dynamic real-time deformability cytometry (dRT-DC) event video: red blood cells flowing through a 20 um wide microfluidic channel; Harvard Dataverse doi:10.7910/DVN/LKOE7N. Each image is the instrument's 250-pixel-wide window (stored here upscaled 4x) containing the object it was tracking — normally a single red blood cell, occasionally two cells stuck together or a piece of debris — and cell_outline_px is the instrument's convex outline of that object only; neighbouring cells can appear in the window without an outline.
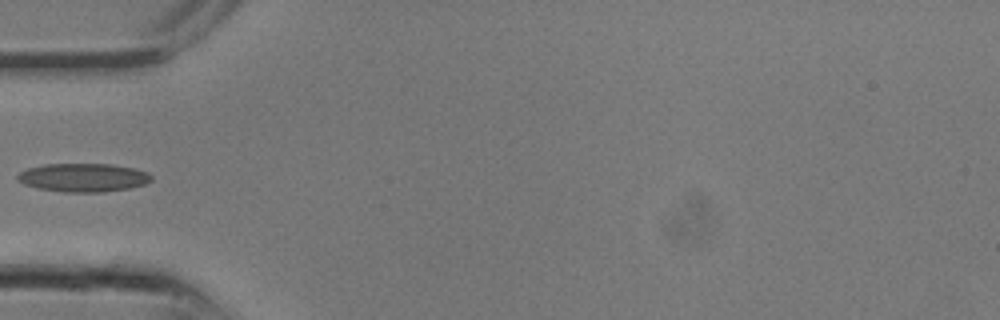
{"species": "common noctule bat (a hibernating species)", "species_latin": "Nyctalus noctula", "temperature_condition": "room temperature", "stored_images_in_passage": 19, "camera_frame_rate_fps": 3000, "um_per_image_px": 0.085, "animal": {"sex": "male", "body_mass_g": 13.3}, "frame": {"image": 1, "passage_image": 1, "time_ms": 0.0, "image_size_px": [1000, 320], "cell_outline_px": [[152, 180], [144, 184], [128, 188], [104, 192], [64, 192], [40, 188], [24, 184], [16, 176], [20, 172], [28, 168], [44, 164], [112, 164], [136, 168], [148, 172], [152, 176]], "centroid_in_image_um": [7.12, 15.08], "position_along_channel_um": 77.9, "area_um2": 22.14}}
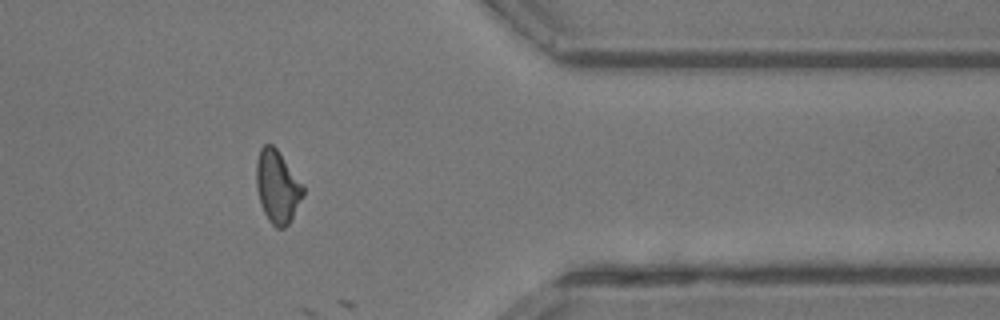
{"frame": {"image": 2, "passage_image": 14, "time_ms": 4.333, "image_size_px": [1000, 320], "cell_outline_px": [[304, 196], [292, 220], [284, 228], [276, 228], [268, 220], [264, 212], [256, 188], [256, 160], [260, 148], [264, 144], [272, 144], [276, 148], [304, 184]], "centroid_in_image_um": [23.59, 15.87], "position_along_channel_um": 387.8, "area_um2": 20.11}}
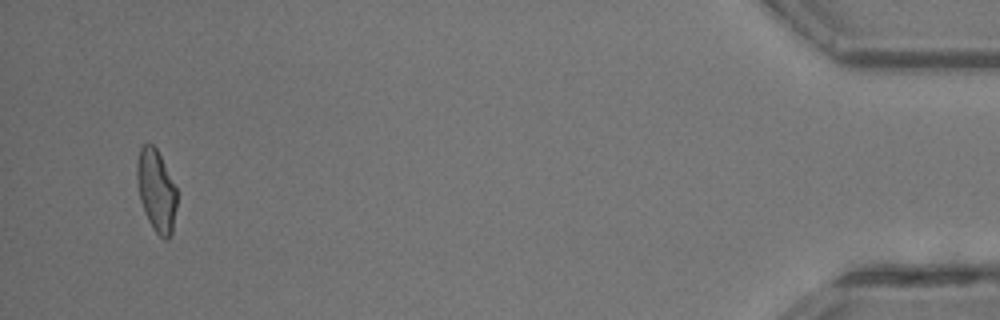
{"frame": {"image": 3, "passage_image": 18, "time_ms": 5.667, "image_size_px": [1000, 320], "cell_outline_px": [[176, 208], [172, 232], [168, 240], [164, 240], [152, 228], [148, 220], [140, 200], [136, 176], [136, 164], [140, 148], [144, 144], [152, 144], [156, 148], [176, 188]], "centroid_in_image_um": [13.27, 16.22], "position_along_channel_um": 421.9, "area_um2": 18.9}}